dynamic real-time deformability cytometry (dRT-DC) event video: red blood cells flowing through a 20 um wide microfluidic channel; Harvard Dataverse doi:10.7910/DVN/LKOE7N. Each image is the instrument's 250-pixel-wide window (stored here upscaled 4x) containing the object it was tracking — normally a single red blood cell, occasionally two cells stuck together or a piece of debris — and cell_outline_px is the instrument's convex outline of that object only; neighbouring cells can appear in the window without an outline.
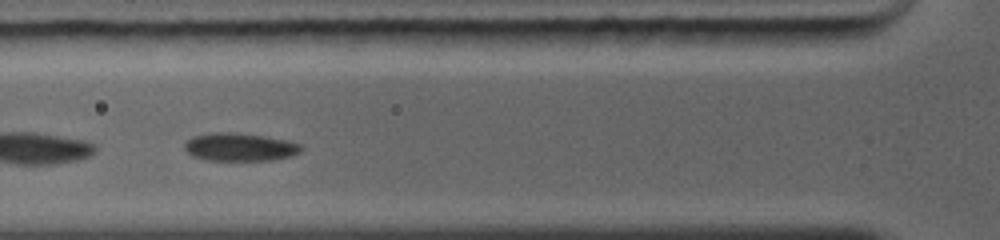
{"species": "common noctule bat (a hibernating species)", "species_latin": "Nyctalus noctula", "temperature_condition": "warm", "stored_images_in_passage": 21, "camera_frame_rate_fps": 5000, "um_per_image_px": 0.085, "animal": {"sex": "female", "body_mass_g": 19.0, "forearm_length_mm": 56.7}, "frame": {"image": 1, "passage_image": 4, "time_ms": 1.6, "image_size_px": [1000, 240], "cell_outline_px": [[304, 148], [300, 152], [292, 156], [272, 160], [204, 160], [192, 156], [184, 148], [184, 144], [192, 136], [216, 132], [224, 132], [264, 136], [288, 140], [300, 144]], "centroid_in_image_um": [20.4, 12.51], "position_along_channel_um": 105.4, "area_um2": 19.02}, "authors_computed_cell_mechanics": {"area_um2": 19.8254, "velocity_mm_per_s": 4.299, "shape_relaxation_time_tau1_ms": 2.3585, "shape_relaxation_time_tau2_ms": null, "deformation_change_tau1": 0.0649, "deformation_change_tau2": null}}